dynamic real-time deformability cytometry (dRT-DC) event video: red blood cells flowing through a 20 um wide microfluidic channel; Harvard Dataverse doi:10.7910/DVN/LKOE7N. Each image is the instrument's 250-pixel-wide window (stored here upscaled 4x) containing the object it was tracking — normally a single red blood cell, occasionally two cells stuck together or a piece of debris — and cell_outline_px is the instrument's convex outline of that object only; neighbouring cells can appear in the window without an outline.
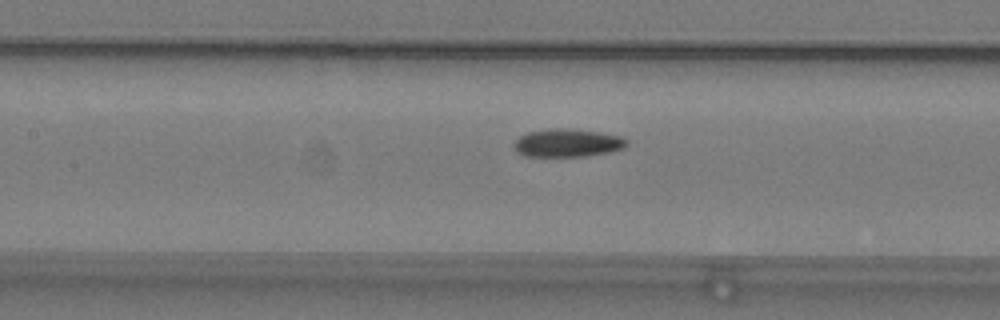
{"species": "common noctule bat (a hibernating species)", "species_latin": "Nyctalus noctula", "temperature_condition": "warm", "stored_images_in_passage": 45, "camera_frame_rate_fps": 3000, "um_per_image_px": 0.085, "animal": {"sex": "male", "body_mass_g": 19.2, "forearm_length_mm": 51.8}, "frame": {"image": 1, "passage_image": 18, "time_ms": 5.667, "image_size_px": [1000, 320], "cell_outline_px": [[628, 144], [624, 148], [608, 152], [584, 156], [524, 156], [516, 152], [516, 140], [520, 136], [528, 132], [552, 128], [564, 128], [596, 132], [620, 136], [628, 140]], "centroid_in_image_um": [48.24, 12.15], "position_along_channel_um": 159.2, "area_um2": 18.15}}
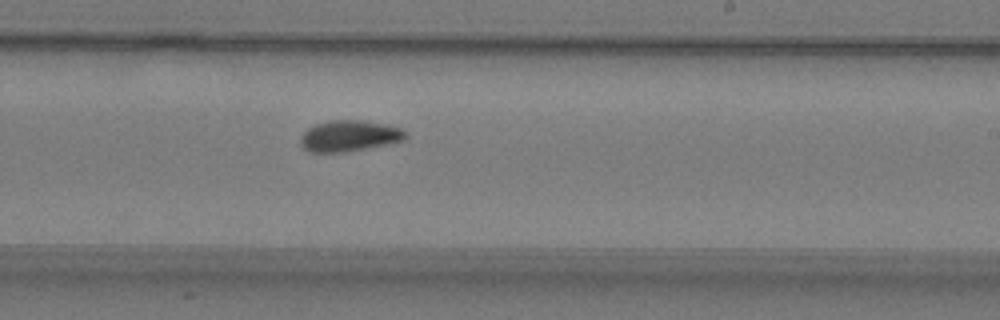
{"frame": {"image": 2, "passage_image": 26, "time_ms": 8.333, "image_size_px": [1000, 320], "cell_outline_px": [[408, 136], [404, 140], [344, 152], [312, 152], [304, 148], [300, 144], [300, 136], [308, 128], [316, 124], [332, 120], [360, 120], [388, 124], [404, 128], [408, 132]], "centroid_in_image_um": [29.72, 11.53], "position_along_channel_um": 259.3, "area_um2": 19.02}}
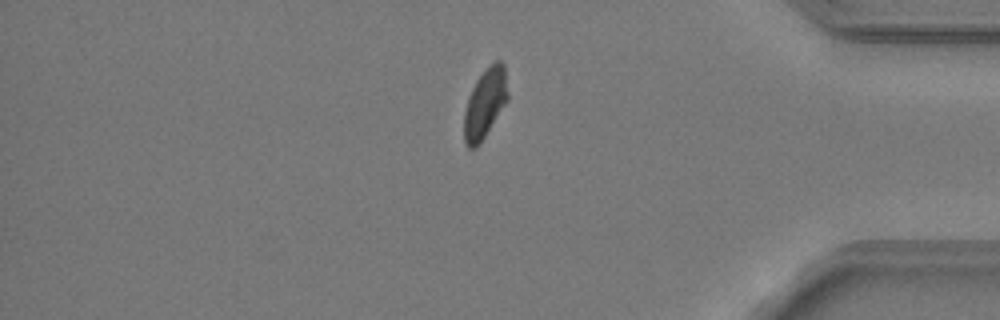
{"frame": {"image": 3, "passage_image": 39, "time_ms": 12.667, "image_size_px": [1000, 320], "cell_outline_px": [[508, 100], [480, 144], [476, 148], [468, 148], [464, 140], [464, 112], [468, 96], [476, 80], [496, 60], [500, 60], [504, 64], [508, 92]], "centroid_in_image_um": [41.22, 8.82], "position_along_channel_um": 394.0, "area_um2": 17.63}, "authors_computed_cell_mechanics": {"area_um2": 18.0914, "velocity_mm_per_s": 3.7699, "shape_relaxation_time_tau1_ms": 5.475, "shape_relaxation_time_tau2_ms": 7.4053, "deformation_change_tau1": 0.1397, "deformation_change_tau2": 0.1005}}